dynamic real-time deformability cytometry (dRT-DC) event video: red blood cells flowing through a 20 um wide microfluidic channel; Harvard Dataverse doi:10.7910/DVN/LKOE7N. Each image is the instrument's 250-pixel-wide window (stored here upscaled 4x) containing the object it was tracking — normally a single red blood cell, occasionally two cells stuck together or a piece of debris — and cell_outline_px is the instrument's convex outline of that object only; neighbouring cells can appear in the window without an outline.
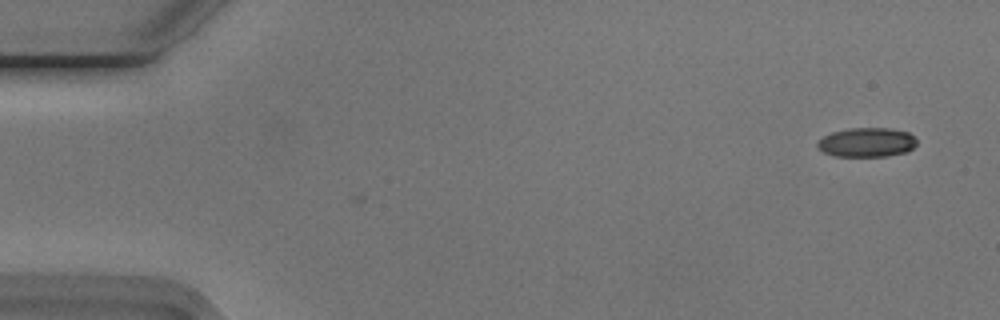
{"species": "Egyptian fruit bat (a non-hibernating species)", "species_latin": "Rousettus aegyptiacus", "temperature_condition": "cold", "stored_images_in_passage": 2, "camera_frame_rate_fps": 3000, "um_per_image_px": 0.085, "animal": {"sex": "male"}, "frame": {"image": 1, "passage_image": 2, "time_ms": 0.333, "image_size_px": [1000, 320], "cell_outline_px": [[916, 144], [912, 148], [904, 152], [888, 156], [836, 156], [824, 152], [816, 144], [824, 136], [832, 132], [852, 128], [888, 128], [908, 132], [916, 140]], "centroid_in_image_um": [73.68, 12.1], "position_along_channel_um": 11.3, "area_um2": 16.65}}